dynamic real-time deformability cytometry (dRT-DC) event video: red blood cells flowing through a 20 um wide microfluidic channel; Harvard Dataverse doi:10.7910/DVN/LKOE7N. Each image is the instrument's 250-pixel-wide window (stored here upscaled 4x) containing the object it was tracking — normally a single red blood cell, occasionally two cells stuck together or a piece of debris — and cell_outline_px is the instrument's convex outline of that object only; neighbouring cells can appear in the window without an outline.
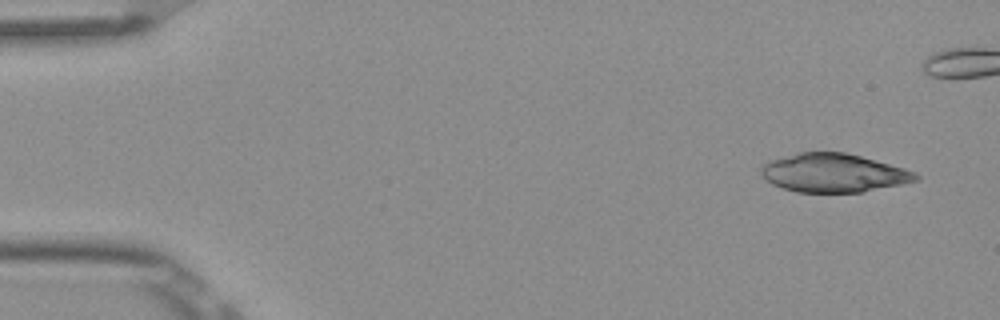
{"species": "Egyptian fruit bat (a non-hibernating species)", "species_latin": "Rousettus aegyptiacus", "temperature_condition": "room temperature", "stored_images_in_passage": 5, "camera_frame_rate_fps": 3000, "um_per_image_px": 0.085, "frame": {"image": 1, "passage_image": 1, "time_ms": 0.0, "image_size_px": [1000, 320], "cell_outline_px": [[920, 180], [864, 192], [796, 192], [772, 184], [760, 172], [760, 168], [768, 160], [800, 152], [844, 152], [860, 156], [904, 168], [916, 172], [920, 176]], "centroid_in_image_um": [70.87, 14.7], "position_along_channel_um": 14.1, "area_um2": 34.68}}